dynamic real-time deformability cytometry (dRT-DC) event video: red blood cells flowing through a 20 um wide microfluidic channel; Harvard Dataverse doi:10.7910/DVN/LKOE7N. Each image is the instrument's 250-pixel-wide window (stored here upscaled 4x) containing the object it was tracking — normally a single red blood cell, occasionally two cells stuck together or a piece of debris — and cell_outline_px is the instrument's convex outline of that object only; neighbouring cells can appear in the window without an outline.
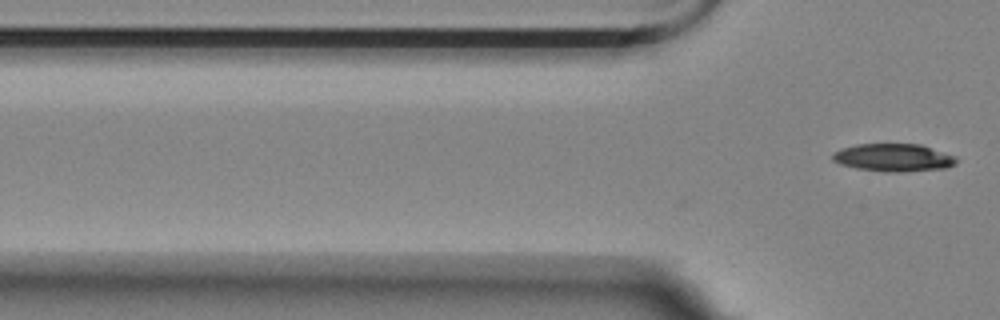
{"species": "Egyptian fruit bat (a non-hibernating species)", "species_latin": "Rousettus aegyptiacus", "temperature_condition": "room temperature", "stored_images_in_passage": 4, "camera_frame_rate_fps": 3000, "um_per_image_px": 0.085, "animal": {"sex": "female"}, "frame": {"image": 1, "passage_image": 4, "time_ms": 1.0, "image_size_px": [1000, 320], "cell_outline_px": [[956, 164], [948, 168], [900, 172], [888, 172], [856, 168], [840, 164], [832, 160], [832, 152], [840, 148], [856, 144], [920, 144], [956, 156]], "centroid_in_image_um": [75.93, 13.39], "position_along_channel_um": 49.9, "area_um2": 20.17}}